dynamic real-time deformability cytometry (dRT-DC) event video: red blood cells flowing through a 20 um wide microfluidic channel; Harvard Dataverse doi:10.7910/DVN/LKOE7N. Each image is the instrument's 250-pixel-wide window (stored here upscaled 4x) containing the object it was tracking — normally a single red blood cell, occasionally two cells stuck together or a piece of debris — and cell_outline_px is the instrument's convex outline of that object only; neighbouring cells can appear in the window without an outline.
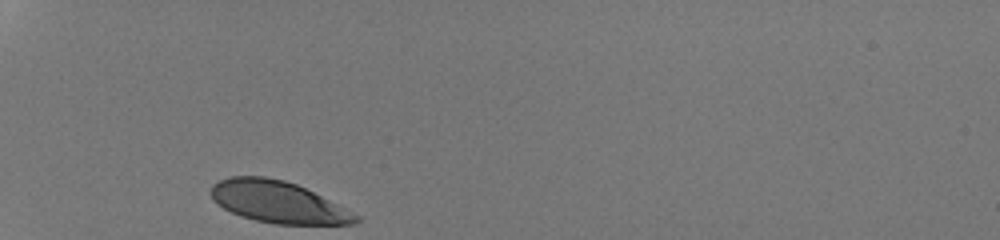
{"species": "human", "species_latin": "Homo sapiens", "temperature_condition": "room temperature", "stored_images_in_passage": 27, "camera_frame_rate_fps": 3000, "um_per_image_px": 0.085, "donor": {"sex": "male"}, "frame": {"image": 1, "passage_image": 1, "time_ms": 0.0, "image_size_px": [1000, 240], "cell_outline_px": [[360, 220], [356, 224], [272, 224], [240, 216], [224, 208], [212, 200], [208, 192], [212, 184], [228, 176], [264, 176], [284, 180], [296, 184], [360, 216]], "centroid_in_image_um": [23.57, 17.17], "position_along_channel_um": 61.4, "area_um2": 35.08}}
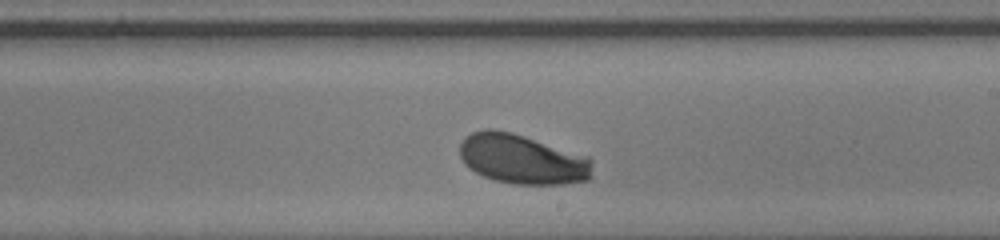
{"frame": {"image": 2, "passage_image": 16, "time_ms": 5.0, "image_size_px": [1000, 240], "cell_outline_px": [[592, 176], [588, 180], [564, 184], [512, 184], [492, 180], [476, 172], [464, 164], [460, 156], [460, 144], [464, 136], [472, 132], [484, 128], [492, 128], [512, 132], [588, 156], [592, 160]], "centroid_in_image_um": [44.38, 13.52], "position_along_channel_um": 244.6, "area_um2": 38.78}}
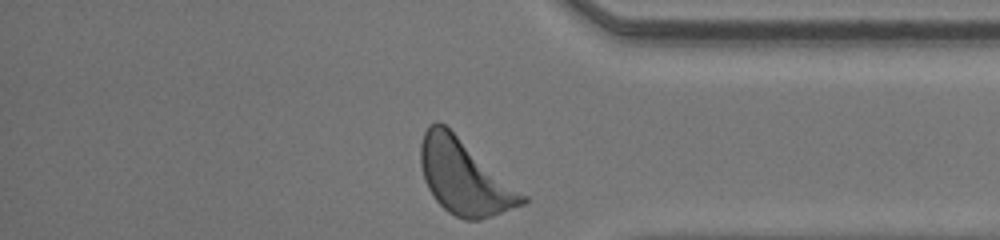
{"frame": {"image": 3, "passage_image": 27, "time_ms": 8.667, "image_size_px": [1000, 240], "cell_outline_px": [[528, 200], [524, 204], [492, 216], [480, 220], [464, 220], [448, 212], [432, 196], [424, 180], [420, 164], [420, 144], [424, 132], [428, 124], [436, 120], [444, 124], [528, 196]], "centroid_in_image_um": [39.46, 15.05], "position_along_channel_um": 395.7, "area_um2": 44.22}, "authors_computed_cell_mechanics": {"area_um2": 38.148, "velocity_mm_per_s": 4.2359, "shape_relaxation_time_tau1_ms": 1.5053, "shape_relaxation_time_tau2_ms": 7.1222, "deformation_change_tau1": 0.115, "deformation_change_tau2": 0.2134}}